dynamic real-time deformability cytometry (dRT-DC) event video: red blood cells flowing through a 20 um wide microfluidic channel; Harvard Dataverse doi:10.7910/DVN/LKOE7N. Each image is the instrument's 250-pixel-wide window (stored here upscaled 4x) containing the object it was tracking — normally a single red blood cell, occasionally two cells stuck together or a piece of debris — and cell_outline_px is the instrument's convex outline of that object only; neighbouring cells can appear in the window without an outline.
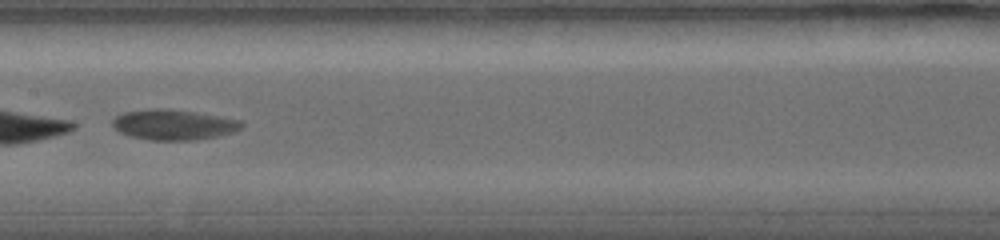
{"species": "common noctule bat (a hibernating species)", "species_latin": "Nyctalus noctula", "temperature_condition": "warm", "stored_images_in_passage": 16, "camera_frame_rate_fps": 5000, "um_per_image_px": 0.085, "animal": {"sex": "female", "body_mass_g": 19.0, "forearm_length_mm": 56.7}, "frame": {"image": 1, "passage_image": 7, "time_ms": 5.8, "image_size_px": [1000, 240], "cell_outline_px": [[244, 124], [240, 128], [232, 132], [220, 136], [196, 140], [148, 140], [128, 136], [120, 132], [112, 124], [112, 120], [116, 116], [124, 112], [152, 108], [168, 108], [196, 112], [240, 120]], "centroid_in_image_um": [14.74, 10.6], "position_along_channel_um": 192.7, "area_um2": 22.95}}